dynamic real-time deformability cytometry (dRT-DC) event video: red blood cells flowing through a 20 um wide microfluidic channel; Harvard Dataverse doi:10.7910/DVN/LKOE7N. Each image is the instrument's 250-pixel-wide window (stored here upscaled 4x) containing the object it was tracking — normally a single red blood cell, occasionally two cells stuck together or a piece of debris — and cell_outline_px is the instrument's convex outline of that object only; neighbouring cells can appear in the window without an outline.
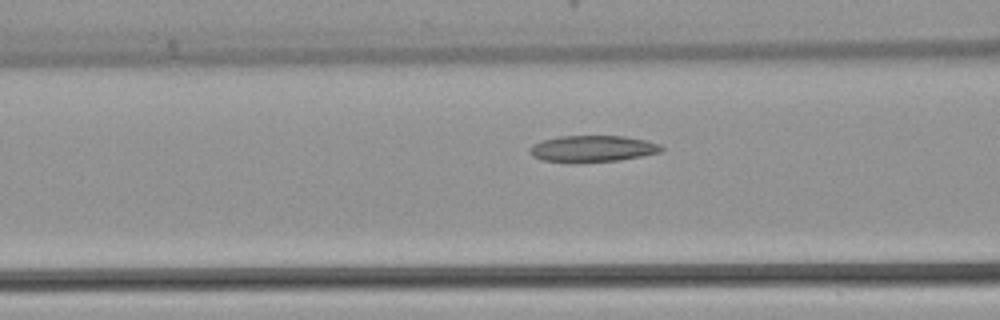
{"species": "common noctule bat (a hibernating species)", "species_latin": "Nyctalus noctula", "temperature_condition": "warm", "stored_images_in_passage": 7, "segment_of_instrument_passage": [2, 2], "camera_frame_rate_fps": 3000, "um_per_image_px": 0.085, "animal": {"sex": "female", "body_mass_g": 22.7, "forearm_length_mm": 54.2}, "frame": {"image": 1, "passage_image": 7, "time_ms": 2.0, "image_size_px": [1000, 320], "cell_outline_px": [[664, 148], [660, 152], [620, 160], [544, 160], [532, 156], [528, 152], [528, 148], [532, 144], [544, 140], [560, 136], [624, 136], [644, 140], [660, 144]], "centroid_in_image_um": [50.37, 12.6], "position_along_channel_um": 116.2, "area_um2": 19.48}}